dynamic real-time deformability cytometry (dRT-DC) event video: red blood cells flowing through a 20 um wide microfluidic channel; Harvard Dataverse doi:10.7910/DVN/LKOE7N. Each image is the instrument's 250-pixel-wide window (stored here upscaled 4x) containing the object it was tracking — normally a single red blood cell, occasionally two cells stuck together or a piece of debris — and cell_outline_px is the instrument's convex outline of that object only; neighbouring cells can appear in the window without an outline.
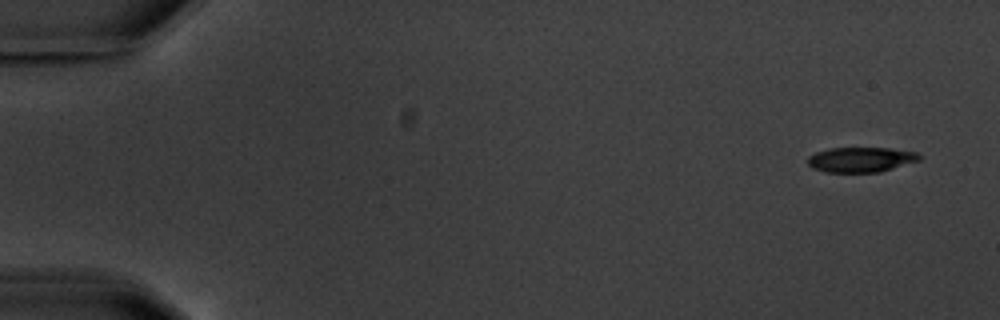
{"species": "common noctule bat (a hibernating species)", "species_latin": "Nyctalus noctula", "temperature_condition": "warm", "stored_images_in_passage": 15, "camera_frame_rate_fps": 3000, "um_per_image_px": 0.085, "animal": {"sex": "male", "body_mass_g": 20.1, "forearm_length_mm": 53.5}, "frame": {"image": 1, "passage_image": 1, "time_ms": 0.0, "image_size_px": [1000, 320], "cell_outline_px": [[920, 160], [880, 172], [824, 172], [812, 168], [808, 164], [808, 156], [816, 152], [828, 148], [888, 148], [916, 152], [920, 156]], "centroid_in_image_um": [73.14, 13.57], "position_along_channel_um": 11.9, "area_um2": 16.24}}
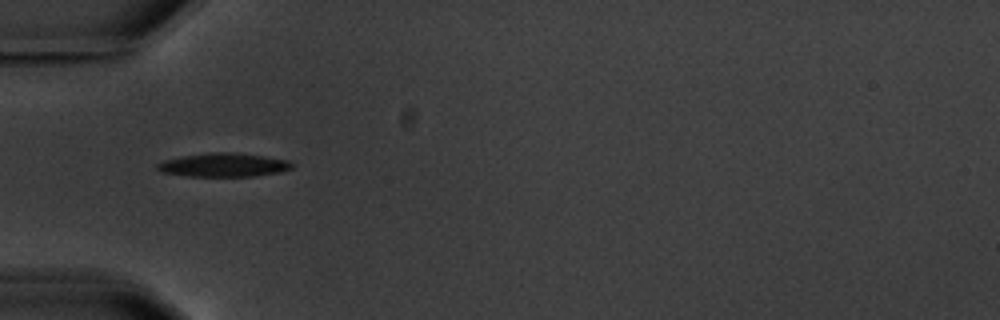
{"frame": {"image": 2, "passage_image": 5, "time_ms": 5.333, "image_size_px": [1000, 320], "cell_outline_px": [[292, 168], [280, 172], [252, 176], [188, 176], [160, 172], [156, 168], [156, 164], [164, 160], [184, 156], [208, 152], [236, 152], [264, 156], [288, 160], [292, 164]], "centroid_in_image_um": [18.98, 14.01], "position_along_channel_um": 66.0, "area_um2": 18.55}, "authors_computed_cell_mechanics": {"area_um2": 18.1492, "velocity_mm_per_s": 3.554, "shape_relaxation_time_tau1_ms": 2.3009, "shape_relaxation_time_tau2_ms": null, "deformation_change_tau1": 0.1154, "deformation_change_tau2": null}}